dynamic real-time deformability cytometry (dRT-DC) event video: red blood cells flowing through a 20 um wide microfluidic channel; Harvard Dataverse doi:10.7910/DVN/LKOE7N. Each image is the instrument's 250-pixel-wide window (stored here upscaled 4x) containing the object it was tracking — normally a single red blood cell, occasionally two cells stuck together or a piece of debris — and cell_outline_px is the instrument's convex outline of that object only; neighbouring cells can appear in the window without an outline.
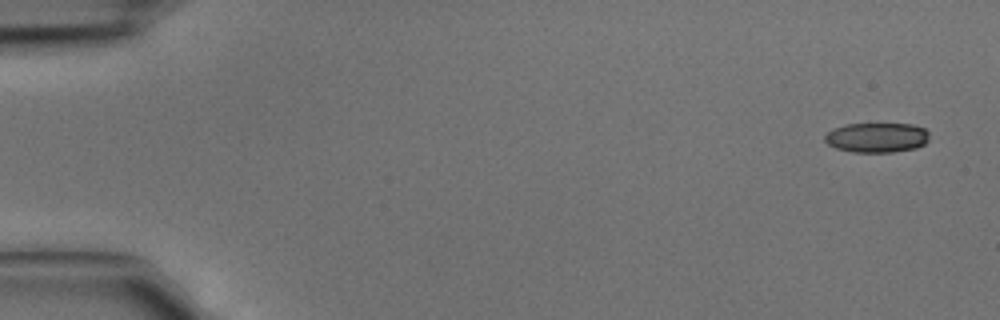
{"species": "common noctule bat (a hibernating species)", "species_latin": "Nyctalus noctula", "temperature_condition": "cold", "stored_images_in_passage": 4, "camera_frame_rate_fps": 3000, "um_per_image_px": 0.085, "animal": {"sex": "male", "body_mass_g": 15.6}, "frame": {"image": 1, "passage_image": 1, "time_ms": 0.0, "image_size_px": [1000, 320], "cell_outline_px": [[928, 140], [924, 144], [916, 148], [892, 152], [852, 152], [836, 148], [828, 144], [824, 140], [824, 136], [832, 128], [844, 124], [912, 124], [924, 128], [928, 132]], "centroid_in_image_um": [74.51, 11.69], "position_along_channel_um": 10.5, "area_um2": 18.21}}
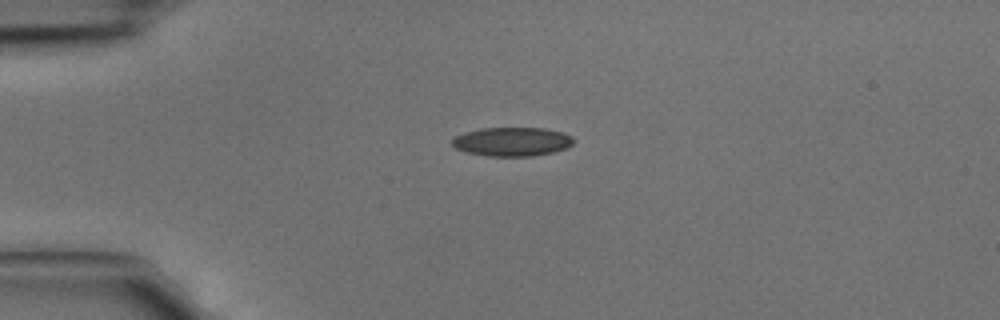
{"frame": {"image": 2, "passage_image": 3, "time_ms": 0.667, "image_size_px": [1000, 320], "cell_outline_px": [[576, 140], [568, 148], [552, 152], [532, 156], [488, 156], [464, 152], [456, 148], [452, 144], [452, 140], [456, 136], [464, 132], [480, 128], [544, 128], [564, 132], [572, 136]], "centroid_in_image_um": [43.55, 12.04], "position_along_channel_um": 41.4, "area_um2": 20.63}}
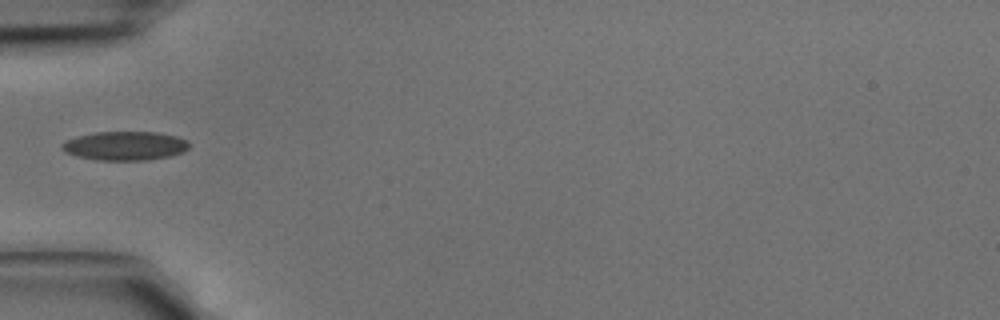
{"frame": {"image": 3, "passage_image": 4, "time_ms": 1.0, "image_size_px": [1000, 320], "cell_outline_px": [[188, 148], [184, 152], [172, 156], [148, 160], [96, 160], [76, 156], [64, 152], [60, 148], [60, 144], [64, 140], [76, 136], [96, 132], [156, 132], [176, 136], [188, 140]], "centroid_in_image_um": [10.59, 12.4], "position_along_channel_um": 74.4, "area_um2": 21.73}}